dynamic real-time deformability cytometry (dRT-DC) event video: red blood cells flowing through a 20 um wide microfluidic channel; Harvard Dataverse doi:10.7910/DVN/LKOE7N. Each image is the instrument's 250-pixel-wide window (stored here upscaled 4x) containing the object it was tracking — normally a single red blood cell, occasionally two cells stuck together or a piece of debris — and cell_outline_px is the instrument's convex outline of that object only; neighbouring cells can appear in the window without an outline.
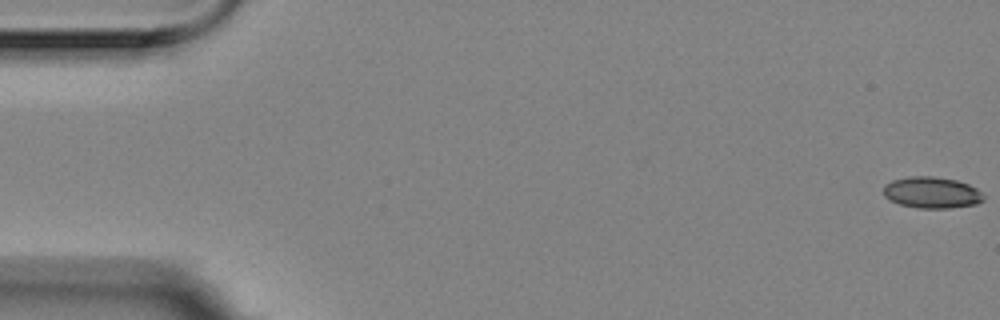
{"species": "Egyptian fruit bat (a non-hibernating species)", "species_latin": "Rousettus aegyptiacus", "temperature_condition": "room temperature", "stored_images_in_passage": 57, "camera_frame_rate_fps": 3000, "um_per_image_px": 0.085, "animal": {"sex": "female"}, "frame": {"image": 1, "passage_image": 1, "time_ms": 0.0, "image_size_px": [1000, 320], "cell_outline_px": [[984, 200], [976, 204], [952, 208], [916, 208], [900, 204], [884, 196], [884, 184], [892, 180], [908, 176], [932, 176], [956, 180], [968, 184], [976, 188], [984, 196]], "centroid_in_image_um": [79.2, 16.36], "position_along_channel_um": 5.8, "area_um2": 18.32}}
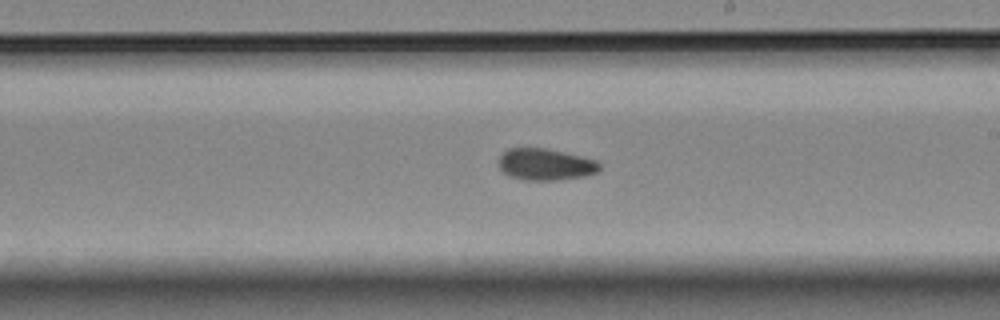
{"frame": {"image": 2, "passage_image": 33, "time_ms": 10.667, "image_size_px": [1000, 320], "cell_outline_px": [[600, 168], [596, 172], [584, 176], [560, 180], [524, 180], [508, 176], [500, 168], [500, 156], [508, 148], [548, 148], [596, 160], [600, 164]], "centroid_in_image_um": [46.36, 13.98], "position_along_channel_um": 242.6, "area_um2": 18.55}}
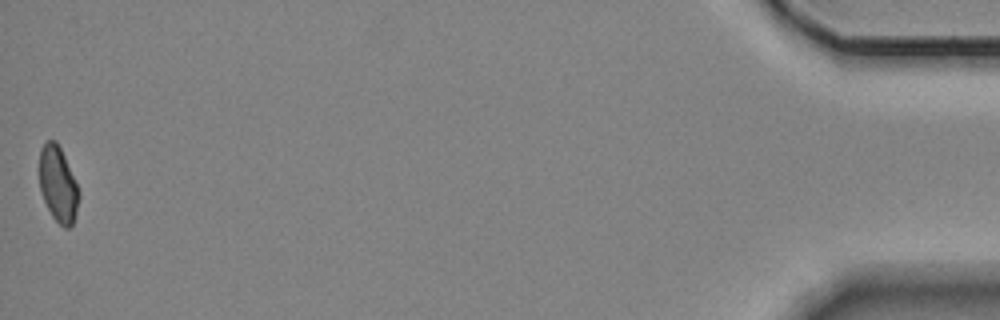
{"frame": {"image": 3, "passage_image": 57, "time_ms": 18.667, "image_size_px": [1000, 320], "cell_outline_px": [[80, 196], [76, 212], [72, 224], [68, 228], [64, 228], [52, 216], [44, 200], [40, 188], [40, 148], [48, 140], [56, 140], [64, 156], [80, 192]], "centroid_in_image_um": [4.94, 15.67], "position_along_channel_um": 430.3, "area_um2": 17.11}, "authors_computed_cell_mechanics": {"area_um2": 18.496, "velocity_mm_per_s": 3.5287, "shape_relaxation_time_tau1_ms": null, "shape_relaxation_time_tau2_ms": 8.4393, "deformation_change_tau1": null, "deformation_change_tau2": 0.1279}}